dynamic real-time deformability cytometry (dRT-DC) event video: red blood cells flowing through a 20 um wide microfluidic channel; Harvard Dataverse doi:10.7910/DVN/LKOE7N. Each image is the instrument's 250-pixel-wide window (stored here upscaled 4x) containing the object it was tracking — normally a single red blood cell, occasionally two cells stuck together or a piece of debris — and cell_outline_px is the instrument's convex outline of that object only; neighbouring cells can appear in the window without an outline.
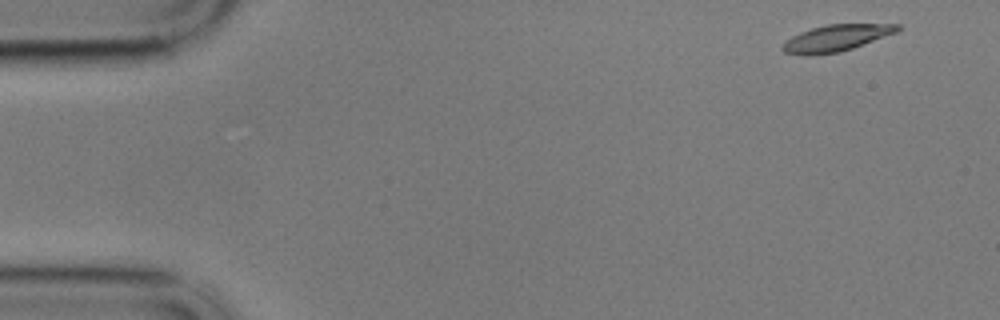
{"species": "common noctule bat (a hibernating species)", "species_latin": "Nyctalus noctula", "temperature_condition": "cold", "stored_images_in_passage": 53, "camera_frame_rate_fps": 3000, "um_per_image_px": 0.085, "animal": {"sex": "male", "body_mass_g": 17.9}, "frame": {"image": 1, "passage_image": 2, "time_ms": 0.333, "image_size_px": [1000, 320], "cell_outline_px": [[900, 28], [896, 32], [852, 48], [840, 52], [784, 52], [780, 48], [792, 36], [800, 32], [812, 28], [828, 24], [900, 24]], "centroid_in_image_um": [71.15, 3.17], "position_along_channel_um": 13.8, "area_um2": 16.7}}
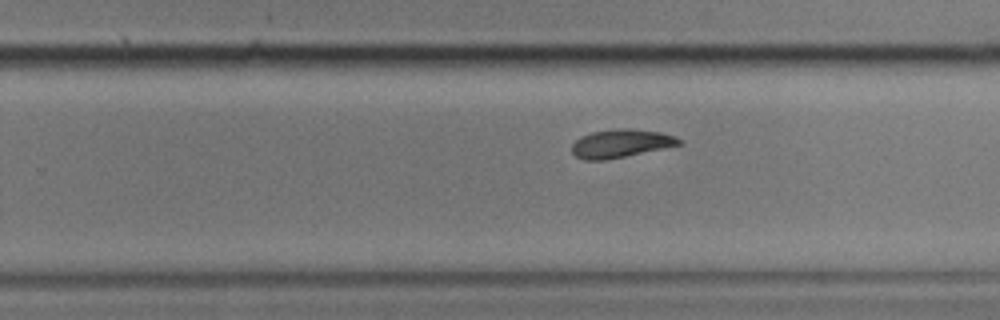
{"frame": {"image": 2, "passage_image": 35, "time_ms": 11.333, "image_size_px": [1000, 320], "cell_outline_px": [[680, 144], [664, 148], [604, 160], [584, 160], [576, 156], [572, 152], [572, 144], [580, 136], [592, 132], [620, 128], [632, 128], [660, 132], [672, 136], [680, 140]], "centroid_in_image_um": [52.71, 12.18], "position_along_channel_um": 277.1, "area_um2": 17.34}}
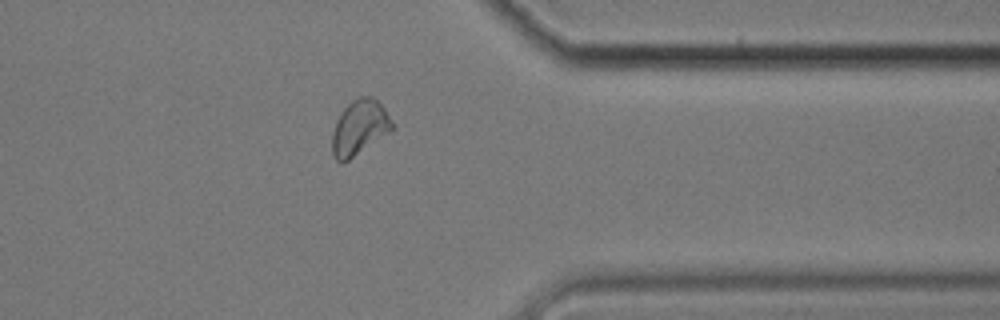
{"frame": {"image": 3, "passage_image": 45, "time_ms": 14.667, "image_size_px": [1000, 320], "cell_outline_px": [[392, 128], [344, 164], [340, 164], [332, 156], [332, 132], [336, 120], [344, 108], [352, 100], [360, 96], [372, 96], [384, 108], [392, 120]], "centroid_in_image_um": [30.49, 10.85], "position_along_channel_um": 380.9, "area_um2": 18.96}}